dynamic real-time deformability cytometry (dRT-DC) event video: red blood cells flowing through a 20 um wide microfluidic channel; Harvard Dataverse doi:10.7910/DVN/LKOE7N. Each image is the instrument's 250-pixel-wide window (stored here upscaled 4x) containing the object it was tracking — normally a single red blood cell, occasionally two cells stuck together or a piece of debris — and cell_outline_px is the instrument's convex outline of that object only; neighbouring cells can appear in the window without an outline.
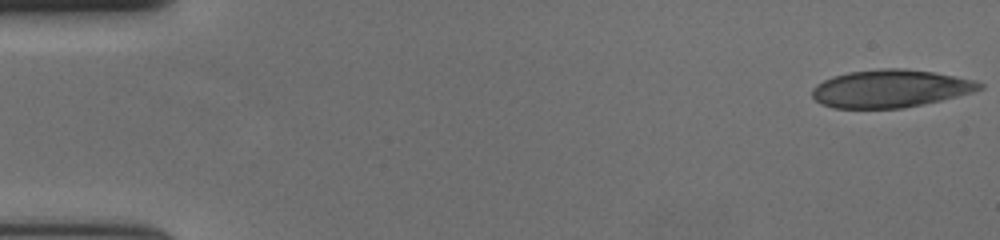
{"species": "human", "species_latin": "Homo sapiens", "temperature_condition": "cold", "stored_images_in_passage": 57, "camera_frame_rate_fps": 3000, "um_per_image_px": 0.085, "donor": {"sex": "female"}, "frame": {"image": 1, "passage_image": 1, "time_ms": 0.0, "image_size_px": [1000, 240], "cell_outline_px": [[984, 88], [972, 92], [924, 104], [904, 108], [832, 108], [820, 104], [812, 96], [812, 88], [816, 84], [832, 76], [848, 72], [880, 68], [904, 68], [932, 72], [956, 76], [976, 80], [984, 84]], "centroid_in_image_um": [75.67, 7.52], "position_along_channel_um": 9.3, "area_um2": 36.99}}
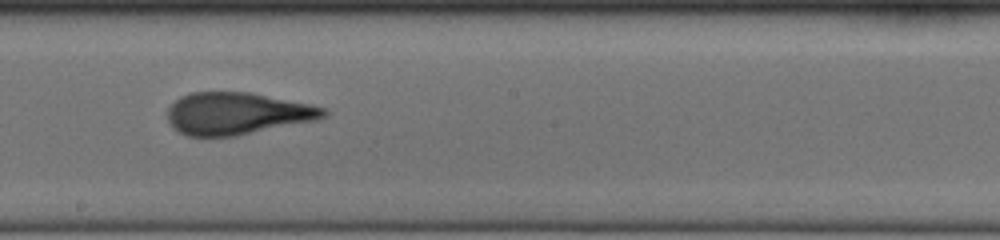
{"frame": {"image": 2, "passage_image": 32, "time_ms": 10.333, "image_size_px": [1000, 240], "cell_outline_px": [[328, 116], [316, 120], [236, 136], [188, 136], [172, 128], [168, 120], [168, 108], [180, 96], [188, 92], [252, 92], [328, 108]], "centroid_in_image_um": [20.16, 9.64], "position_along_channel_um": 228.0, "area_um2": 38.49}}
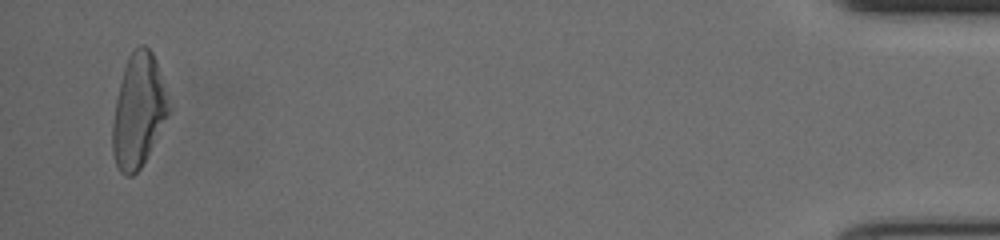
{"frame": {"image": 3, "passage_image": 55, "time_ms": 18.0, "image_size_px": [1000, 240], "cell_outline_px": [[168, 116], [140, 168], [132, 176], [124, 176], [120, 172], [116, 164], [112, 152], [112, 120], [120, 80], [128, 56], [140, 44], [144, 44], [152, 52], [156, 60], [168, 108]], "centroid_in_image_um": [11.71, 9.43], "position_along_channel_um": 423.5, "area_um2": 36.3}, "authors_computed_cell_mechanics": {"area_um2": 37.9746, "velocity_mm_per_s": 3.6667, "shape_relaxation_time_tau1_ms": 6.9758, "shape_relaxation_time_tau2_ms": 1.5307, "deformation_change_tau1": 0.2126, "deformation_change_tau2": 0.096}}